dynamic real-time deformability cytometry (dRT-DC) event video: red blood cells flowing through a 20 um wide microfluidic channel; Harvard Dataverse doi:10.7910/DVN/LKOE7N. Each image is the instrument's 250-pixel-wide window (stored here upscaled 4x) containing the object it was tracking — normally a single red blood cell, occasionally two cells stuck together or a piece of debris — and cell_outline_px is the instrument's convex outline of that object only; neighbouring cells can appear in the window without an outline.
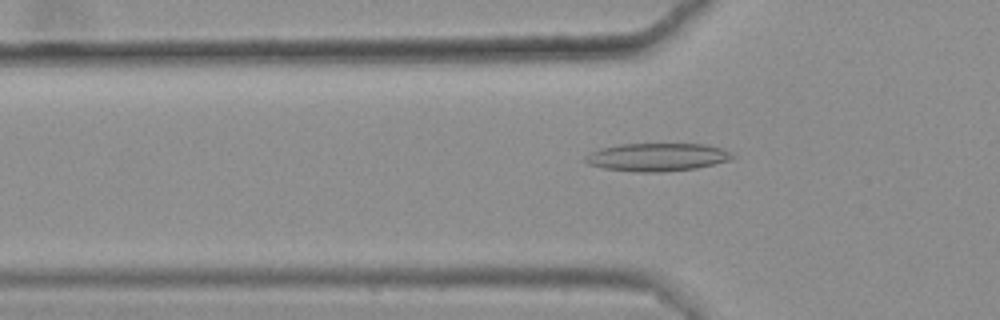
{"species": "common noctule bat (a hibernating species)", "species_latin": "Nyctalus noctula", "temperature_condition": "warm", "stored_images_in_passage": 38, "camera_frame_rate_fps": 3000, "um_per_image_px": 0.085, "animal": {"sex": "female", "body_mass_g": 25.1}, "frame": {"image": 1, "passage_image": 7, "time_ms": 2.0, "image_size_px": [1000, 320], "cell_outline_px": [[736, 156], [732, 160], [696, 168], [660, 172], [640, 172], [604, 168], [588, 164], [584, 160], [584, 156], [600, 148], [620, 144], [704, 144], [720, 148]], "centroid_in_image_um": [55.85, 13.35], "position_along_channel_um": 69.9, "area_um2": 23.87}}
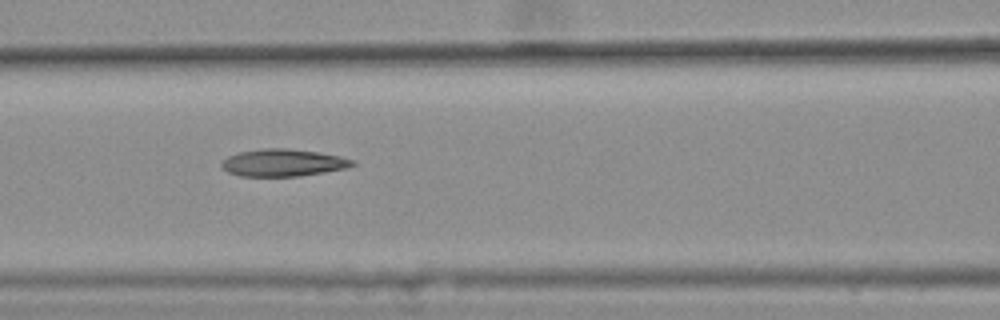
{"frame": {"image": 2, "passage_image": 13, "time_ms": 4.0, "image_size_px": [1000, 320], "cell_outline_px": [[356, 164], [348, 168], [300, 176], [240, 176], [228, 172], [220, 164], [228, 156], [236, 152], [264, 148], [288, 148], [320, 152], [340, 156], [356, 160]], "centroid_in_image_um": [24.1, 13.82], "position_along_channel_um": 142.5, "area_um2": 20.98}}
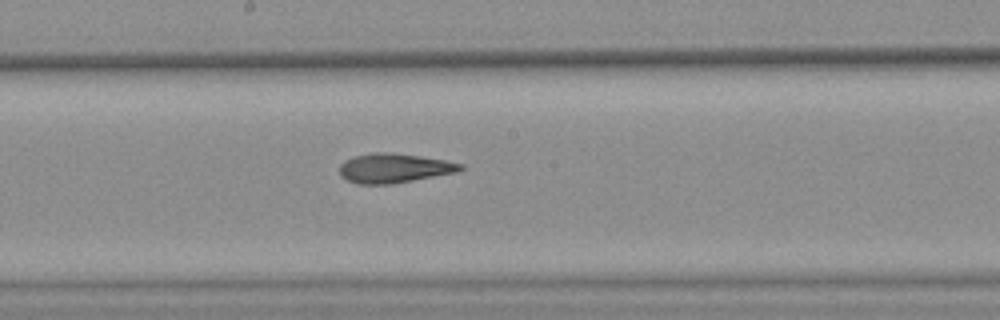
{"frame": {"image": 3, "passage_image": 19, "time_ms": 6.0, "image_size_px": [1000, 320], "cell_outline_px": [[464, 168], [456, 172], [392, 184], [356, 184], [340, 176], [340, 164], [344, 160], [352, 156], [376, 152], [388, 152], [420, 156], [444, 160], [464, 164]], "centroid_in_image_um": [33.46, 14.29], "position_along_channel_um": 214.7, "area_um2": 20.69}, "authors_computed_cell_mechanics": {"area_um2": 20.7502, "velocity_mm_per_s": 3.6214, "shape_relaxation_time_tau1_ms": null, "shape_relaxation_time_tau2_ms": 2.9017, "deformation_change_tau1": null, "deformation_change_tau2": 0.127}}